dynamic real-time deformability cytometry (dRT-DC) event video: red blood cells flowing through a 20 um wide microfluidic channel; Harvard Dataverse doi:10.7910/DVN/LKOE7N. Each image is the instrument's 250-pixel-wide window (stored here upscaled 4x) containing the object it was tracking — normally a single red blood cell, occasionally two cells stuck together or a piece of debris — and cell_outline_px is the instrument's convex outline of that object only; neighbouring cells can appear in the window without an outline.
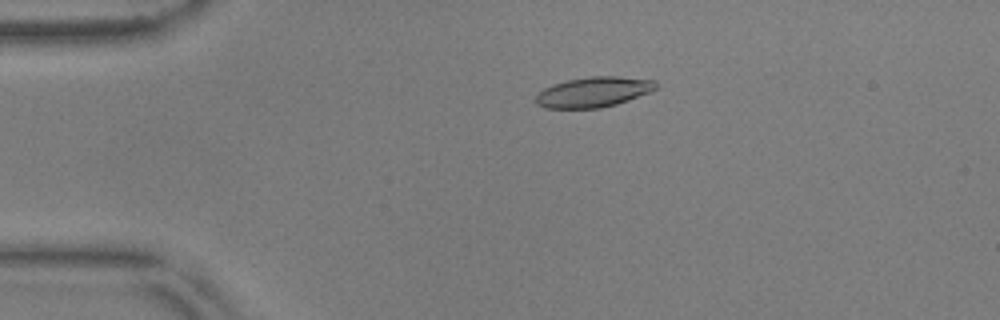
{"species": "common noctule bat (a hibernating species)", "species_latin": "Nyctalus noctula", "temperature_condition": "warm", "stored_images_in_passage": 7, "camera_frame_rate_fps": 3000, "um_per_image_px": 0.085, "animal": {"sex": "male", "body_mass_g": 17.9, "forearm_length_mm": 54.2}, "frame": {"image": 1, "passage_image": 2, "time_ms": 0.333, "image_size_px": [1000, 320], "cell_outline_px": [[656, 88], [648, 92], [628, 100], [616, 104], [600, 108], [544, 108], [536, 104], [536, 96], [544, 88], [552, 84], [568, 80], [592, 76], [616, 76], [656, 80]], "centroid_in_image_um": [50.42, 7.82], "position_along_channel_um": 34.6, "area_um2": 20.98}}